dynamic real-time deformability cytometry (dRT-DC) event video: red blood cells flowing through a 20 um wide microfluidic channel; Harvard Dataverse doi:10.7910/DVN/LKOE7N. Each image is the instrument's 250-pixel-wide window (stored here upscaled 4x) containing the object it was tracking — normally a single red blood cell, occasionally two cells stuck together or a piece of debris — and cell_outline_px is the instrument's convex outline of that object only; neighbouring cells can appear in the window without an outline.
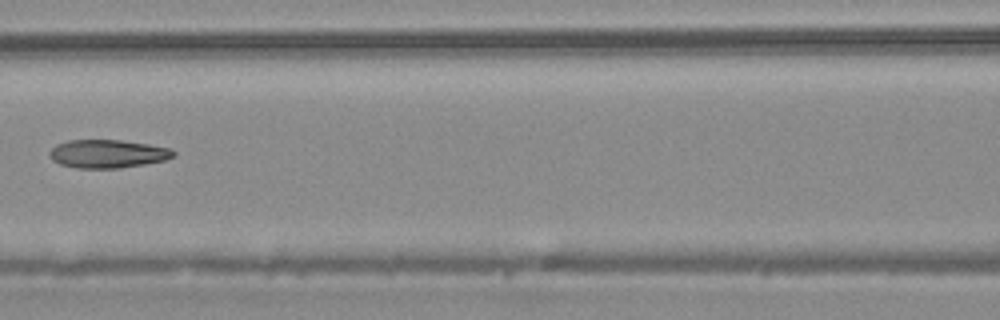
{"species": "common noctule bat (a hibernating species)", "species_latin": "Nyctalus noctula", "temperature_condition": "warm", "stored_images_in_passage": 6, "camera_frame_rate_fps": 3000, "um_per_image_px": 0.085, "animal": {"sex": "male", "body_mass_g": 20.4}, "frame": {"image": 1, "passage_image": 6, "time_ms": 1.667, "image_size_px": [1000, 320], "cell_outline_px": [[176, 156], [164, 160], [144, 164], [120, 168], [76, 168], [60, 164], [52, 160], [48, 156], [48, 152], [56, 144], [68, 140], [120, 140], [148, 144], [172, 148], [176, 152]], "centroid_in_image_um": [9.14, 13.07], "position_along_channel_um": 157.5, "area_um2": 20.58}}